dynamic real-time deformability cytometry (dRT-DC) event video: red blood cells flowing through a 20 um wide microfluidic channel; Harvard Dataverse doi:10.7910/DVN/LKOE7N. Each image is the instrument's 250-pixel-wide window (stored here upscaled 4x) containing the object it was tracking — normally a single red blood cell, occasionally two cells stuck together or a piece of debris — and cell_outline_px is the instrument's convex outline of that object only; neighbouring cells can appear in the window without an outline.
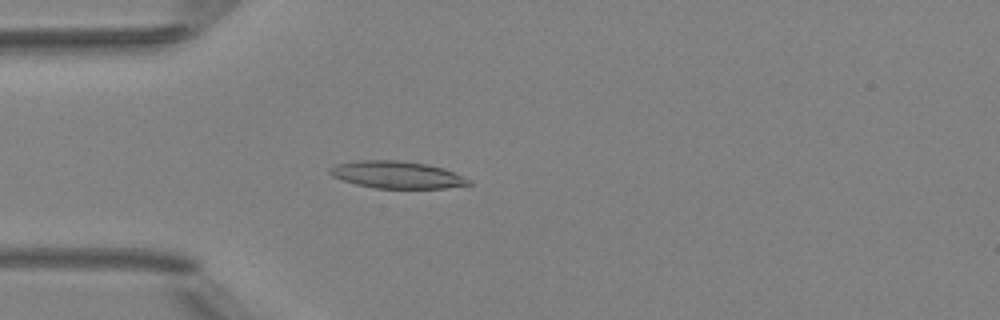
{"species": "Egyptian fruit bat (a non-hibernating species)", "species_latin": "Rousettus aegyptiacus", "temperature_condition": "room temperature", "stored_images_in_passage": 5, "camera_frame_rate_fps": 3000, "um_per_image_px": 0.085, "animal": {"sex": "female"}, "frame": {"image": 1, "passage_image": 5, "time_ms": 4.667, "image_size_px": [1000, 320], "cell_outline_px": [[472, 184], [444, 188], [376, 188], [356, 184], [332, 176], [328, 172], [328, 168], [336, 164], [360, 160], [396, 160], [428, 164], [444, 168], [468, 180]], "centroid_in_image_um": [33.68, 14.85], "position_along_channel_um": 51.3, "area_um2": 21.73}}